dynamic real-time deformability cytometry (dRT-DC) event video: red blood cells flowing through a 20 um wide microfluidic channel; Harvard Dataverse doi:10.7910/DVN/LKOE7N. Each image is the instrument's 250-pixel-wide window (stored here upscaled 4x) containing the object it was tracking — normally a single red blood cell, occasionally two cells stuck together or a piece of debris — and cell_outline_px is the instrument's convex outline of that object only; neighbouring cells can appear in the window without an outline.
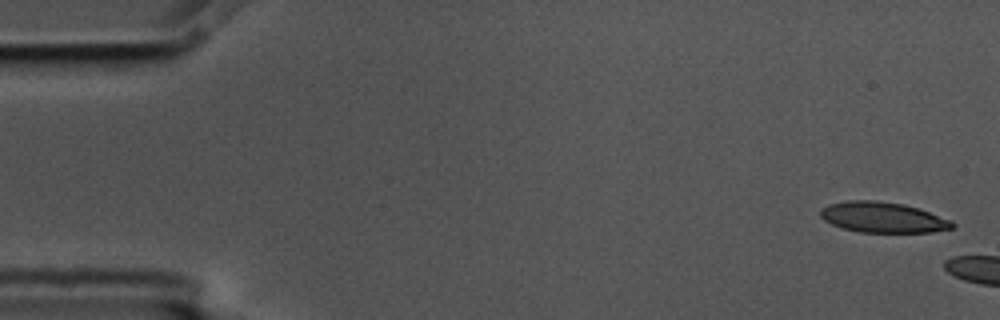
{"species": "common noctule bat (a hibernating species)", "species_latin": "Nyctalus noctula", "temperature_condition": "cold", "stored_images_in_passage": 2, "camera_frame_rate_fps": 3000, "um_per_image_px": 0.085, "animal": {"sex": "male", "body_mass_g": 17.5, "forearm_length_mm": 52.3}, "frame": {"image": 1, "passage_image": 1, "time_ms": 0.0, "image_size_px": [1000, 320], "cell_outline_px": [[956, 224], [952, 228], [932, 232], [860, 232], [844, 228], [832, 224], [824, 220], [820, 216], [820, 208], [828, 204], [848, 200], [876, 200], [904, 204], [952, 220]], "centroid_in_image_um": [75.02, 18.47], "position_along_channel_um": 10.0, "area_um2": 23.41}}